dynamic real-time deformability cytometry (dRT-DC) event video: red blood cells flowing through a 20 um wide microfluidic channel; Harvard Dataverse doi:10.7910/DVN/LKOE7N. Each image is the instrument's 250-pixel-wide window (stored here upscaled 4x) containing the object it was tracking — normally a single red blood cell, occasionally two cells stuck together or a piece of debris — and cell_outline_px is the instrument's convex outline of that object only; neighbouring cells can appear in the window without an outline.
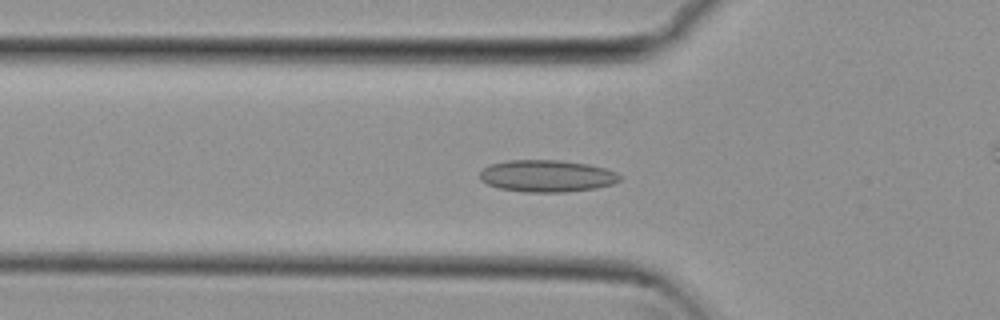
{"species": "common noctule bat (a hibernating species)", "species_latin": "Nyctalus noctula", "temperature_condition": "cold", "stored_images_in_passage": 55, "camera_frame_rate_fps": 3000, "um_per_image_px": 0.085, "animal": {"sex": "female", "body_mass_g": 29.2, "forearm_length_mm": 56.3}, "frame": {"image": 1, "passage_image": 18, "time_ms": 5.667, "image_size_px": [1000, 320], "cell_outline_px": [[624, 176], [620, 180], [612, 184], [596, 188], [564, 192], [524, 192], [500, 188], [488, 184], [480, 180], [480, 172], [488, 164], [508, 160], [560, 160], [588, 164], [604, 168], [616, 172]], "centroid_in_image_um": [46.49, 14.95], "position_along_channel_um": 79.3, "area_um2": 26.18}}
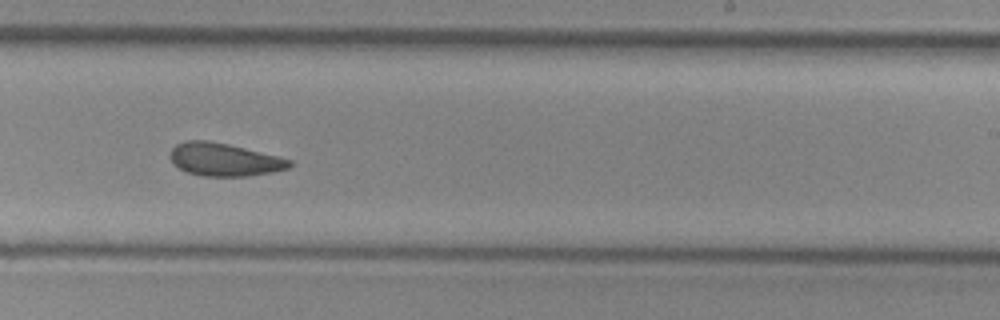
{"frame": {"image": 2, "passage_image": 33, "time_ms": 10.667, "image_size_px": [1000, 320], "cell_outline_px": [[292, 164], [288, 168], [272, 172], [244, 176], [200, 176], [188, 172], [172, 164], [168, 156], [172, 148], [176, 144], [184, 140], [208, 140], [228, 144], [292, 160]], "centroid_in_image_um": [18.99, 13.56], "position_along_channel_um": 270.0, "area_um2": 22.83}}
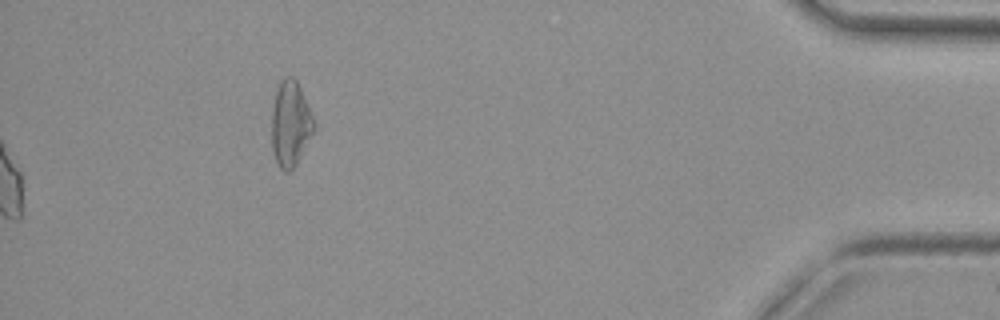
{"frame": {"image": 3, "passage_image": 55, "time_ms": 18.0, "image_size_px": [1000, 320], "cell_outline_px": [[316, 128], [296, 164], [288, 172], [284, 172], [280, 168], [276, 160], [272, 148], [272, 108], [276, 92], [280, 80], [284, 76], [292, 76], [296, 80], [300, 88], [316, 124]], "centroid_in_image_um": [24.69, 10.51], "position_along_channel_um": 410.5, "area_um2": 20.92}, "authors_computed_cell_mechanics": {"area_um2": 23.5246, "velocity_mm_per_s": 3.809, "shape_relaxation_time_tau1_ms": null, "shape_relaxation_time_tau2_ms": 4.1055, "deformation_change_tau1": null, "deformation_change_tau2": 0.0974}}